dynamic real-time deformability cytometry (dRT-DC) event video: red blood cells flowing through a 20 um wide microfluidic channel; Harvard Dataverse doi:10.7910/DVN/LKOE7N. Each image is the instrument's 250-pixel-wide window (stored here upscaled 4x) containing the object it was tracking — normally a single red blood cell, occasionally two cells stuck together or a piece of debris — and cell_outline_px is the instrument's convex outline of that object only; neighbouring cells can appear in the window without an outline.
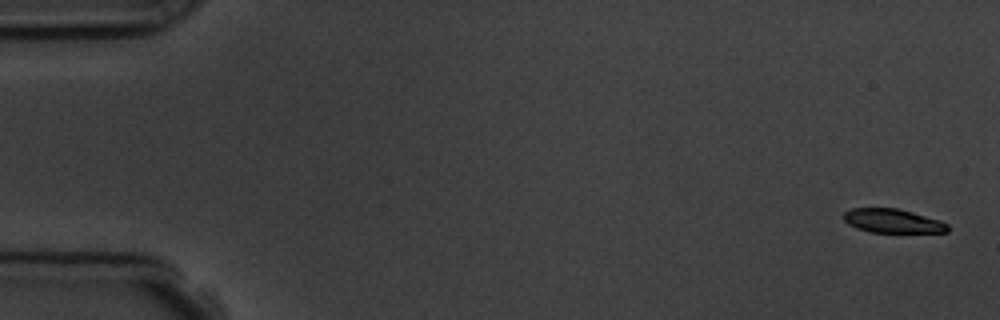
{"species": "common noctule bat (a hibernating species)", "species_latin": "Nyctalus noctula", "temperature_condition": "room temperature", "stored_images_in_passage": 5, "camera_frame_rate_fps": 3000, "um_per_image_px": 0.085, "animal": {"sex": "male", "body_mass_g": 19.5, "forearm_length_mm": 54.6}, "frame": {"image": 1, "passage_image": 1, "time_ms": 0.0, "image_size_px": [1000, 320], "cell_outline_px": [[948, 232], [868, 232], [856, 228], [848, 224], [844, 220], [844, 212], [852, 208], [896, 208], [912, 212], [940, 220], [948, 224]], "centroid_in_image_um": [75.85, 18.78], "position_along_channel_um": 9.1, "area_um2": 14.45}}
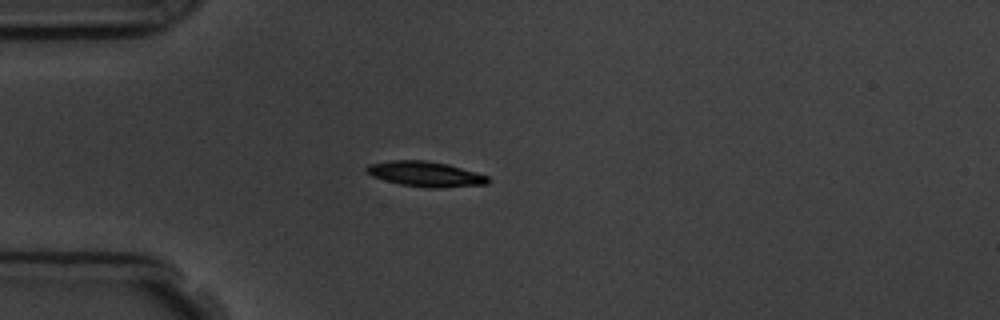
{"frame": {"image": 2, "passage_image": 4, "time_ms": 4.333, "image_size_px": [1000, 320], "cell_outline_px": [[492, 180], [488, 184], [440, 188], [428, 188], [400, 184], [384, 180], [372, 176], [364, 168], [368, 164], [388, 160], [424, 160], [448, 164], [476, 172], [488, 176]], "centroid_in_image_um": [36.17, 14.79], "position_along_channel_um": 48.8, "area_um2": 17.98}}